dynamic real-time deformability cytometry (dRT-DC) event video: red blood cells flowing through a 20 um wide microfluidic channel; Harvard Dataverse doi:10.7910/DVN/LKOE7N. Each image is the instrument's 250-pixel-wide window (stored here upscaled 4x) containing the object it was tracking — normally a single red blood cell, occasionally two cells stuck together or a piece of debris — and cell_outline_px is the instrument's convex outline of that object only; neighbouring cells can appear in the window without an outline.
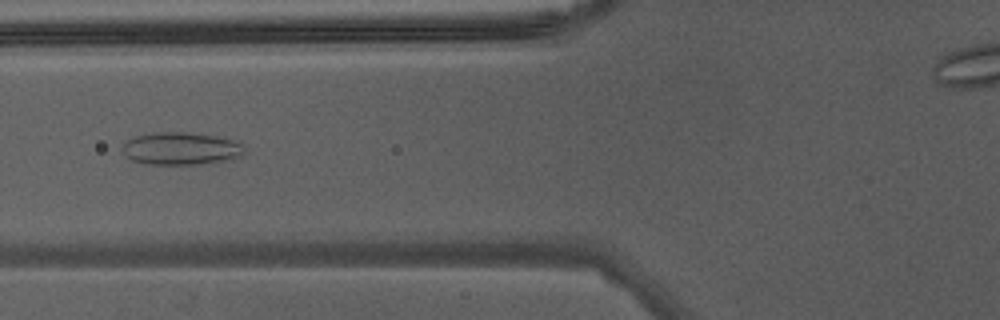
{"species": "Egyptian fruit bat (a non-hibernating species)", "species_latin": "Rousettus aegyptiacus", "temperature_condition": "warm", "stored_images_in_passage": 45, "camera_frame_rate_fps": 3000, "um_per_image_px": 0.085, "animal": {"sex": "male"}, "frame": {"image": 1, "passage_image": 19, "time_ms": 6.0, "image_size_px": [1000, 320], "cell_outline_px": [[244, 156], [232, 160], [200, 164], [144, 164], [132, 160], [120, 148], [128, 140], [136, 136], [156, 132], [188, 132], [216, 136], [232, 140], [240, 144], [244, 148]], "centroid_in_image_um": [15.41, 12.64], "position_along_channel_um": 110.4, "area_um2": 23.24}}